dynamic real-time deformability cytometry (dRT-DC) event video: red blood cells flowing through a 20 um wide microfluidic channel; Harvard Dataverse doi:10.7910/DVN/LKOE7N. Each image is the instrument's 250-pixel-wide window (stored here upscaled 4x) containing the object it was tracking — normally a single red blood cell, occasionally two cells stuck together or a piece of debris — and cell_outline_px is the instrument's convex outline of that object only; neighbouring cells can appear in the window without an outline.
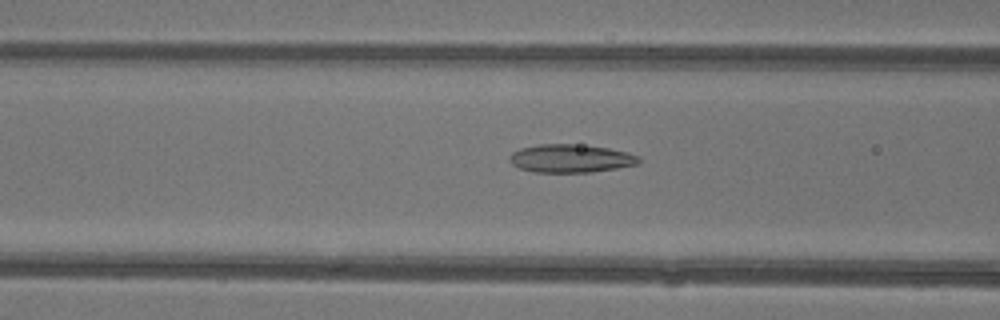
{"species": "common noctule bat (a hibernating species)", "species_latin": "Nyctalus noctula", "temperature_condition": "warm", "stored_images_in_passage": 31, "camera_frame_rate_fps": 3000, "um_per_image_px": 0.085, "animal": {"sex": "female"}, "frame": {"image": 1, "passage_image": 4, "time_ms": 1.0, "image_size_px": [1000, 320], "cell_outline_px": [[640, 164], [592, 172], [536, 172], [520, 168], [512, 164], [508, 160], [508, 156], [512, 152], [520, 148], [540, 144], [572, 144], [608, 148], [628, 152], [640, 156]], "centroid_in_image_um": [48.51, 13.47], "position_along_channel_um": 118.1, "area_um2": 21.27}}
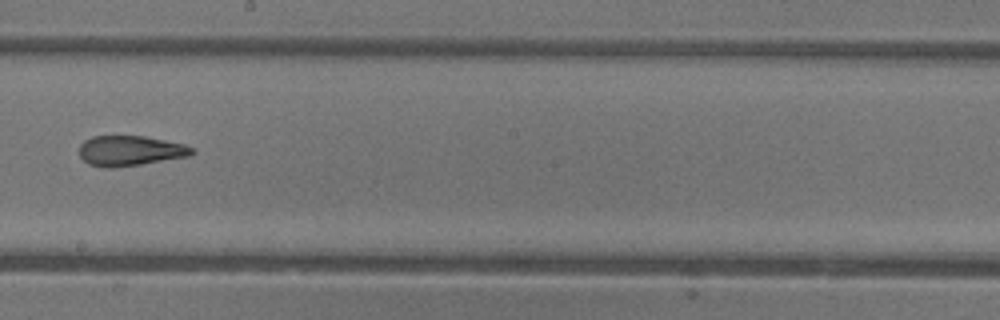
{"frame": {"image": 2, "passage_image": 12, "time_ms": 3.667, "image_size_px": [1000, 320], "cell_outline_px": [[196, 152], [192, 156], [140, 164], [112, 168], [108, 168], [88, 164], [80, 156], [80, 144], [84, 140], [92, 136], [144, 136], [184, 144], [196, 148]], "centroid_in_image_um": [11.11, 12.81], "position_along_channel_um": 237.1, "area_um2": 19.94}}
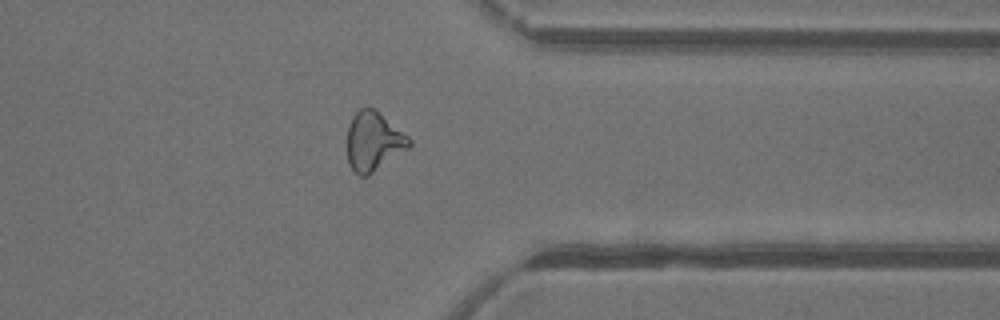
{"frame": {"image": 3, "passage_image": 22, "time_ms": 7.0, "image_size_px": [1000, 320], "cell_outline_px": [[412, 144], [408, 148], [368, 176], [360, 176], [348, 164], [348, 124], [352, 116], [360, 108], [376, 108], [408, 136], [412, 140]], "centroid_in_image_um": [31.76, 12.0], "position_along_channel_um": 379.6, "area_um2": 21.33}, "authors_computed_cell_mechanics": {"area_um2": 20.5768, "velocity_mm_per_s": 4.4652, "shape_relaxation_time_tau1_ms": 8.0687, "shape_relaxation_time_tau2_ms": 1.3645, "deformation_change_tau1": 0.2562, "deformation_change_tau2": 0.1038}}